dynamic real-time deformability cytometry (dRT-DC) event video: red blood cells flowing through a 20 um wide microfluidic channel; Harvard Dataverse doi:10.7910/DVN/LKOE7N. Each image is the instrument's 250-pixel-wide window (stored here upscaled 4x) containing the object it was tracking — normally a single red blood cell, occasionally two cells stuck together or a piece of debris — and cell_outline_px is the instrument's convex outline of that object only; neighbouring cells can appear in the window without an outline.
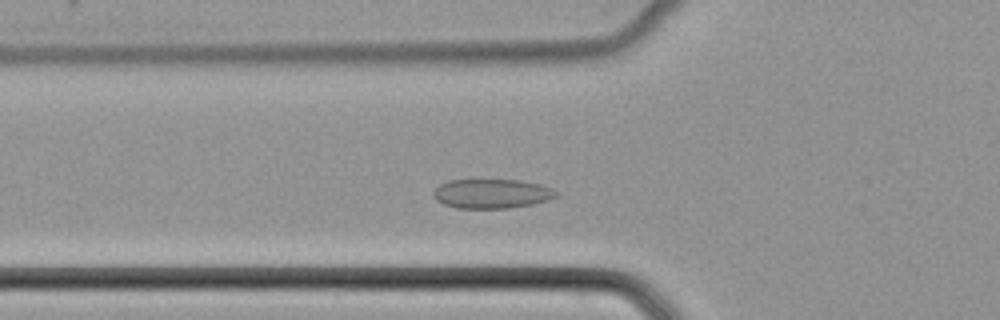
{"species": "common noctule bat (a hibernating species)", "species_latin": "Nyctalus noctula", "temperature_condition": "cold", "stored_images_in_passage": 44, "camera_frame_rate_fps": 3000, "um_per_image_px": 0.085, "animal": {"sex": "female", "body_mass_g": 22.7, "forearm_length_mm": 54.2}, "frame": {"image": 1, "passage_image": 11, "time_ms": 3.333, "image_size_px": [1000, 320], "cell_outline_px": [[556, 196], [548, 200], [532, 204], [508, 208], [456, 208], [444, 204], [436, 200], [432, 196], [432, 192], [440, 184], [448, 180], [520, 180], [540, 184], [552, 188], [556, 192]], "centroid_in_image_um": [41.77, 16.46], "position_along_channel_um": 84.0, "area_um2": 20.98}}
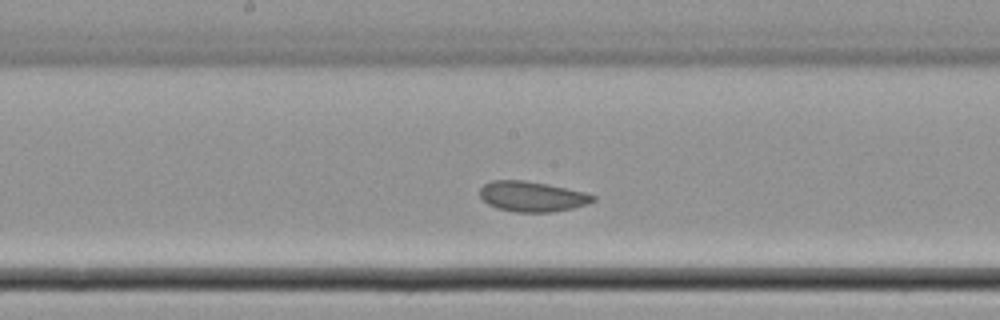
{"frame": {"image": 2, "passage_image": 20, "time_ms": 6.333, "image_size_px": [1000, 320], "cell_outline_px": [[596, 200], [588, 204], [572, 208], [552, 212], [516, 212], [496, 208], [488, 204], [480, 196], [480, 188], [484, 184], [492, 180], [524, 180], [548, 184], [584, 192], [596, 196]], "centroid_in_image_um": [45.23, 16.7], "position_along_channel_um": 203.0, "area_um2": 20.0}}
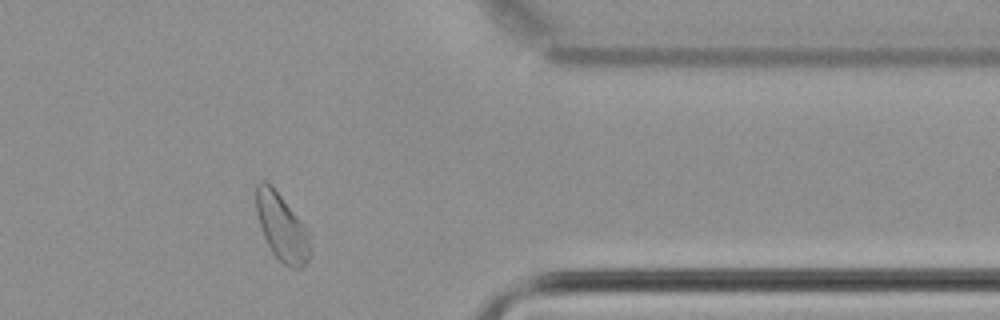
{"frame": {"image": 3, "passage_image": 35, "time_ms": 11.333, "image_size_px": [1000, 320], "cell_outline_px": [[312, 252], [308, 260], [300, 268], [288, 268], [272, 252], [264, 236], [256, 212], [256, 184], [260, 180], [264, 180], [272, 184], [308, 228], [312, 248]], "centroid_in_image_um": [23.99, 19.29], "position_along_channel_um": 387.4, "area_um2": 21.56}}